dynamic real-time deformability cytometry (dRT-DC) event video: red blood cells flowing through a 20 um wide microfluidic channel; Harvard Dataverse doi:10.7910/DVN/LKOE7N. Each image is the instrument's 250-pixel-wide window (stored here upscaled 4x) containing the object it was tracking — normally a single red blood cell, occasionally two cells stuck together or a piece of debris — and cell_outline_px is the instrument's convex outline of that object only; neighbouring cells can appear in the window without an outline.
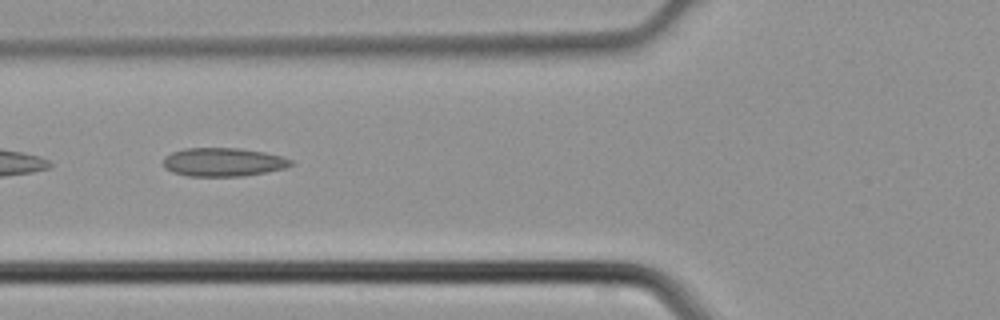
{"species": "common noctule bat (a hibernating species)", "species_latin": "Nyctalus noctula", "temperature_condition": "cold", "stored_images_in_passage": 3, "camera_frame_rate_fps": 3000, "um_per_image_px": 0.085, "animal": {"sex": "male", "body_mass_g": 21.5, "forearm_length_mm": 52.0}, "frame": {"image": 1, "passage_image": 2, "time_ms": 0.333, "image_size_px": [1000, 320], "cell_outline_px": [[292, 164], [284, 168], [244, 176], [188, 176], [172, 172], [164, 168], [164, 156], [172, 152], [184, 148], [240, 148], [264, 152], [280, 156], [292, 160]], "centroid_in_image_um": [18.93, 13.77], "position_along_channel_um": 106.9, "area_um2": 21.15}}
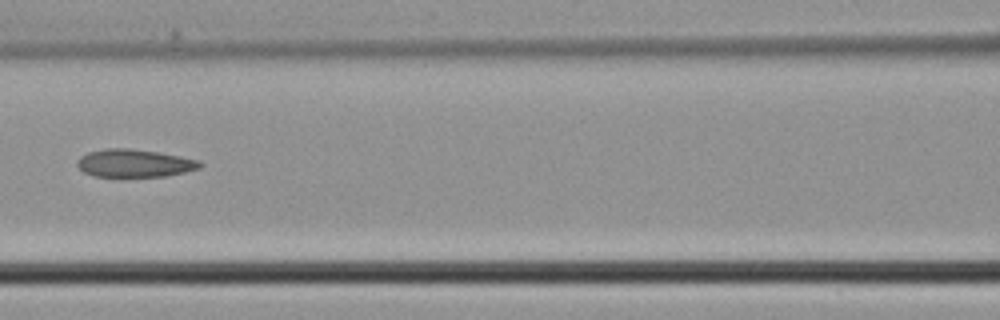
{"frame": {"image": 2, "passage_image": 3, "time_ms": 0.667, "image_size_px": [1000, 320], "cell_outline_px": [[204, 164], [200, 168], [168, 176], [92, 176], [84, 172], [76, 164], [76, 160], [80, 156], [88, 152], [108, 148], [128, 148], [156, 152], [180, 156], [200, 160]], "centroid_in_image_um": [11.43, 13.87], "position_along_channel_um": 155.2, "area_um2": 19.88}}